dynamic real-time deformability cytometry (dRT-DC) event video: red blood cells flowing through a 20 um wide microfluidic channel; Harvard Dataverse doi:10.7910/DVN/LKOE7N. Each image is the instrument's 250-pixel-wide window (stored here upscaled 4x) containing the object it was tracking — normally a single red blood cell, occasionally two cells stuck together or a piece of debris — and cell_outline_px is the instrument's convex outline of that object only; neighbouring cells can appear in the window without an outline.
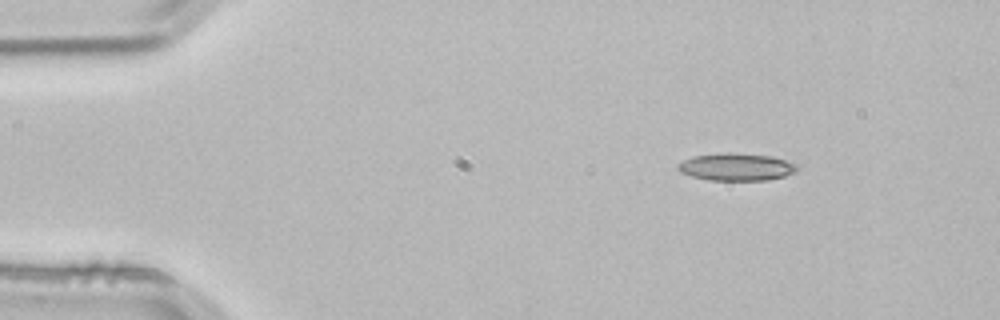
{"species": "common noctule bat (a hibernating species)", "species_latin": "Nyctalus noctula", "temperature_condition": "room temperature", "stored_images_in_passage": 47, "camera_frame_rate_fps": 3000, "um_per_image_px": 0.085, "animal": {"sex": "male", "body_mass_g": 21.5, "forearm_length_mm": 52.0}, "frame": {"image": 1, "passage_image": 1, "time_ms": 0.0, "image_size_px": [1000, 320], "cell_outline_px": [[796, 172], [784, 176], [768, 180], [708, 180], [692, 176], [680, 172], [676, 168], [676, 164], [692, 156], [728, 152], [772, 156], [796, 164]], "centroid_in_image_um": [62.55, 14.19], "position_along_channel_um": 22.5, "area_um2": 19.02}}
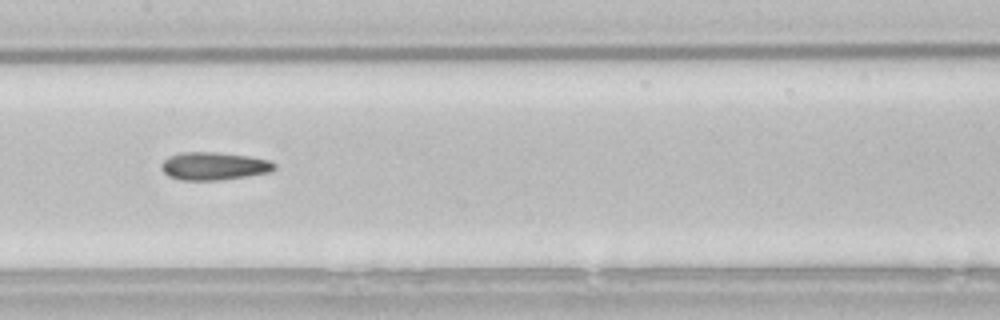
{"frame": {"image": 2, "passage_image": 20, "time_ms": 6.333, "image_size_px": [1000, 320], "cell_outline_px": [[276, 168], [268, 172], [248, 176], [220, 180], [180, 180], [168, 176], [160, 168], [160, 164], [168, 156], [180, 152], [216, 152], [252, 156], [268, 160], [276, 164]], "centroid_in_image_um": [18.16, 14.11], "position_along_channel_um": 189.2, "area_um2": 18.55}}
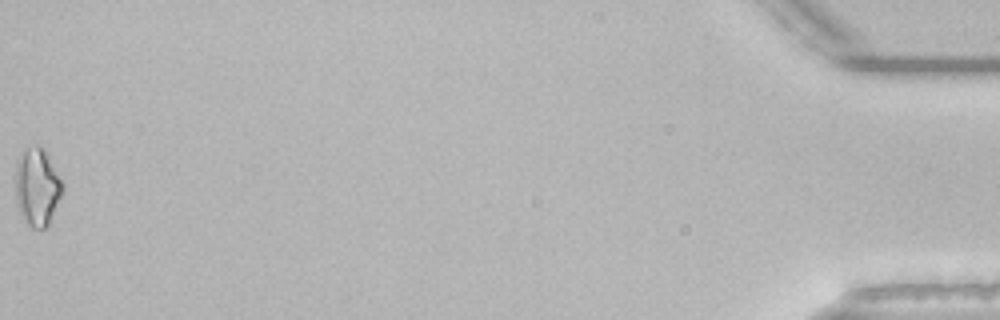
{"frame": {"image": 3, "passage_image": 47, "time_ms": 15.333, "image_size_px": [1000, 320], "cell_outline_px": [[64, 192], [48, 224], [44, 228], [32, 228], [24, 220], [16, 204], [16, 160], [28, 148], [36, 144], [48, 156], [64, 184]], "centroid_in_image_um": [3.17, 15.92], "position_along_channel_um": 432.0, "area_um2": 21.1}, "authors_computed_cell_mechanics": {"area_um2": 17.7446, "velocity_mm_per_s": 3.8561, "shape_relaxation_time_tau1_ms": null, "shape_relaxation_time_tau2_ms": 7.6013, "deformation_change_tau1": null, "deformation_change_tau2": 0.1879}}